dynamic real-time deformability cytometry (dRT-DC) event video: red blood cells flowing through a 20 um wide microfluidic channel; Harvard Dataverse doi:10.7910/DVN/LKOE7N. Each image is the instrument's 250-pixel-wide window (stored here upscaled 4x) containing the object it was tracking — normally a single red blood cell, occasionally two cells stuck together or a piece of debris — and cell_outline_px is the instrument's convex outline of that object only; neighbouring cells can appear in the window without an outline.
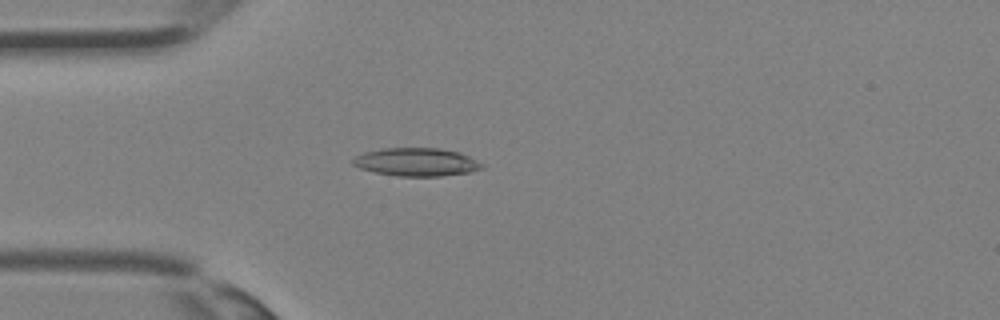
{"species": "Egyptian fruit bat (a non-hibernating species)", "species_latin": "Rousettus aegyptiacus", "temperature_condition": "room temperature", "stored_images_in_passage": 34, "camera_frame_rate_fps": 3000, "um_per_image_px": 0.085, "animal": {"sex": "female"}, "frame": {"image": 1, "passage_image": 9, "time_ms": 2.667, "image_size_px": [1000, 320], "cell_outline_px": [[484, 168], [468, 172], [440, 176], [396, 176], [372, 172], [360, 168], [352, 164], [352, 160], [356, 156], [364, 152], [384, 148], [440, 148], [460, 152], [484, 164]], "centroid_in_image_um": [35.38, 13.77], "position_along_channel_um": 49.6, "area_um2": 21.21}}
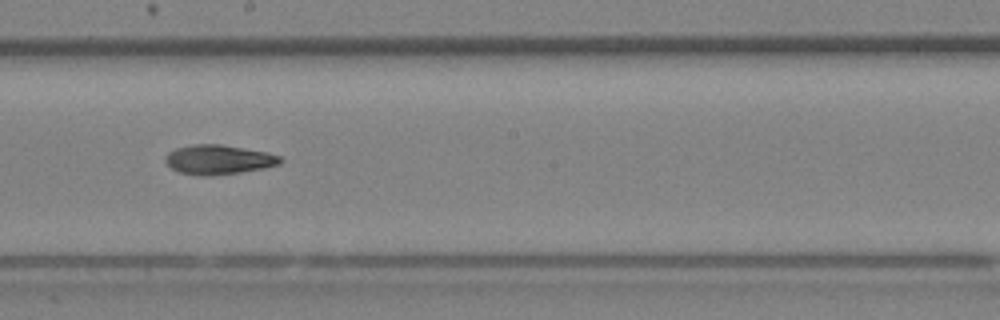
{"frame": {"image": 2, "passage_image": 19, "time_ms": 6.0, "image_size_px": [1000, 320], "cell_outline_px": [[284, 160], [280, 164], [264, 168], [240, 172], [212, 176], [204, 176], [180, 172], [172, 168], [164, 160], [164, 156], [168, 152], [176, 148], [192, 144], [220, 144], [268, 152], [280, 156]], "centroid_in_image_um": [18.59, 13.56], "position_along_channel_um": 229.6, "area_um2": 19.83}}
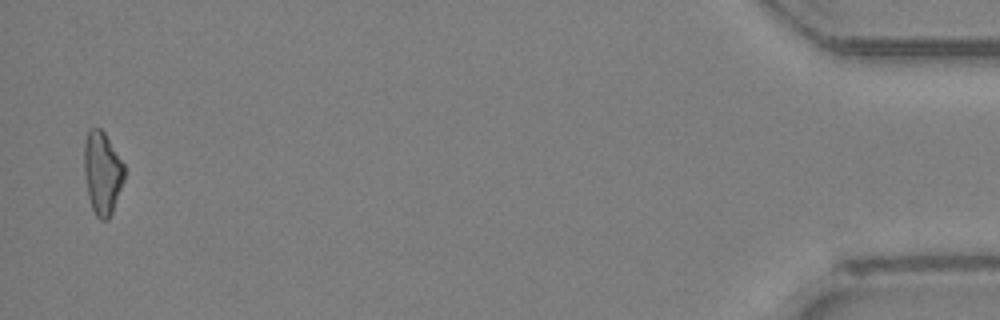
{"frame": {"image": 3, "passage_image": 34, "time_ms": 11.0, "image_size_px": [1000, 320], "cell_outline_px": [[124, 180], [112, 212], [108, 220], [100, 220], [96, 216], [92, 208], [88, 196], [84, 176], [84, 144], [88, 132], [92, 128], [100, 128], [104, 132], [124, 164]], "centroid_in_image_um": [8.69, 14.72], "position_along_channel_um": 426.5, "area_um2": 19.31}}